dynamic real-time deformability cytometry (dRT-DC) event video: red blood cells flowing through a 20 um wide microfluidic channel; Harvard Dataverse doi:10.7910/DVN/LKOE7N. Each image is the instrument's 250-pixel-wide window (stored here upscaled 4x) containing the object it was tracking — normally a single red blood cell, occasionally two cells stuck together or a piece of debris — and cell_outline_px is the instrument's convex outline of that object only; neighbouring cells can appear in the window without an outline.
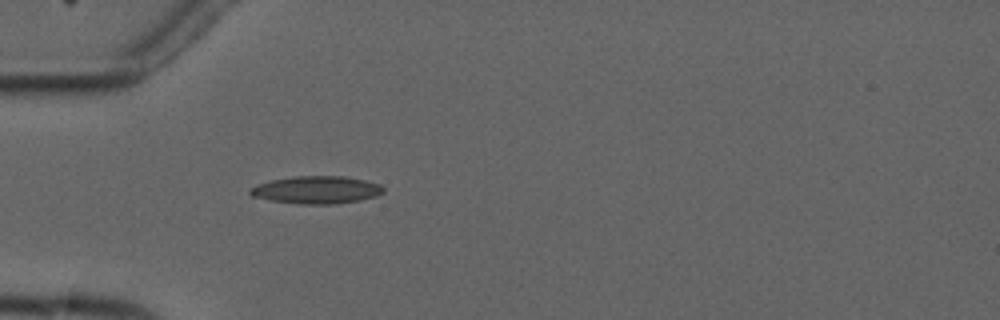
{"species": "common noctule bat (a hibernating species)", "species_latin": "Nyctalus noctula", "temperature_condition": "cold", "stored_images_in_passage": 5, "camera_frame_rate_fps": 3000, "um_per_image_px": 0.085, "animal": {"sex": "male", "forearm_length_mm": 52.5}, "frame": {"image": 1, "passage_image": 5, "time_ms": 5.0, "image_size_px": [1000, 320], "cell_outline_px": [[384, 192], [376, 196], [360, 200], [336, 204], [300, 204], [272, 200], [252, 196], [248, 192], [252, 188], [260, 184], [272, 180], [296, 176], [344, 176], [364, 180], [380, 184], [384, 188]], "centroid_in_image_um": [26.96, 16.14], "position_along_channel_um": 58.0, "area_um2": 21.21}}